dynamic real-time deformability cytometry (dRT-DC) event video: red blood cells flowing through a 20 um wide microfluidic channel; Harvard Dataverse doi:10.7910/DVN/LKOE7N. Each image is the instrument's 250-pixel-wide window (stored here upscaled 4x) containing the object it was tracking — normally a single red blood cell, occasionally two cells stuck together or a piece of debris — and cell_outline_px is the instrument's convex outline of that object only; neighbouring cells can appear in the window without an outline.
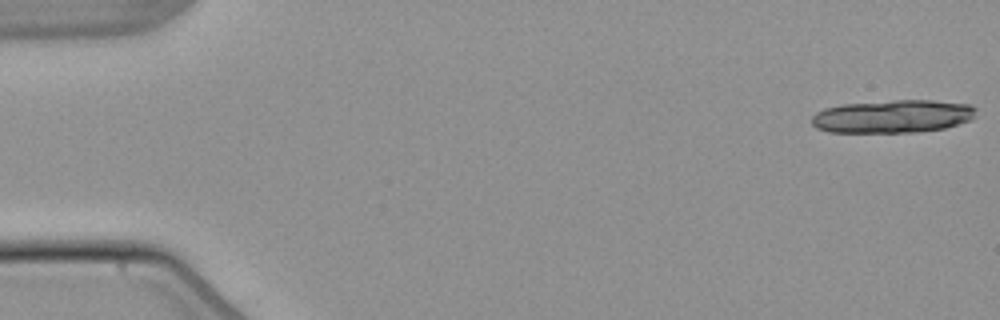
{"species": "common noctule bat (a hibernating species)", "species_latin": "Nyctalus noctula", "temperature_condition": "warm", "stored_images_in_passage": 39, "camera_frame_rate_fps": 3000, "um_per_image_px": 0.085, "animal": {"sex": "male", "body_mass_g": 21.5, "forearm_length_mm": 52.0}, "frame": {"image": 1, "passage_image": 1, "time_ms": 0.0, "image_size_px": [1000, 320], "cell_outline_px": [[976, 108], [972, 116], [968, 120], [944, 128], [916, 132], [828, 132], [816, 128], [812, 124], [812, 116], [816, 112], [824, 108], [844, 104], [896, 100], [932, 100], [968, 104]], "centroid_in_image_um": [75.82, 9.89], "position_along_channel_um": 9.2, "area_um2": 31.33}}